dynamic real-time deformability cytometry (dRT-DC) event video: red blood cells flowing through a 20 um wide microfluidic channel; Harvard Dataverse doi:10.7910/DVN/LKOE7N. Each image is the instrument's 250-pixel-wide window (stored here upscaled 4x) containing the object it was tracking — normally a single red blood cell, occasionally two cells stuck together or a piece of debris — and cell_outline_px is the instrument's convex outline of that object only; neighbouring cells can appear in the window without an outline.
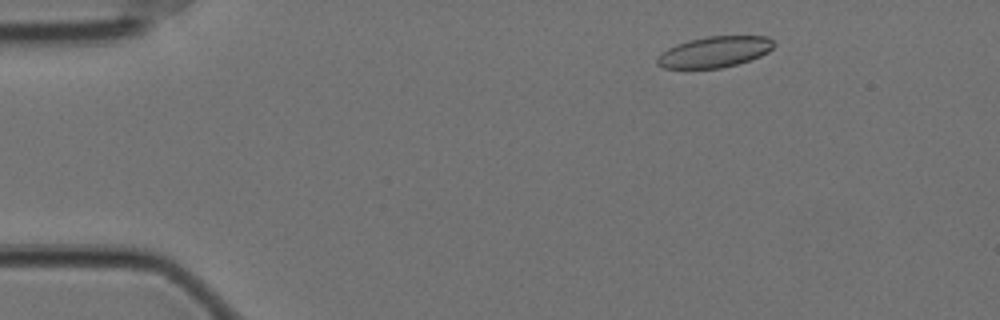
{"species": "Egyptian fruit bat (a non-hibernating species)", "species_latin": "Rousettus aegyptiacus", "temperature_condition": "cold", "stored_images_in_passage": 50, "camera_frame_rate_fps": 3000, "um_per_image_px": 0.085, "animal": {"sex": "female"}, "frame": {"image": 1, "passage_image": 1, "time_ms": 0.0, "image_size_px": [1000, 320], "cell_outline_px": [[776, 44], [768, 52], [760, 56], [736, 64], [720, 68], [688, 72], [664, 68], [656, 64], [656, 60], [668, 48], [676, 44], [688, 40], [708, 36], [768, 36]], "centroid_in_image_um": [60.68, 4.46], "position_along_channel_um": 24.3, "area_um2": 21.68}}
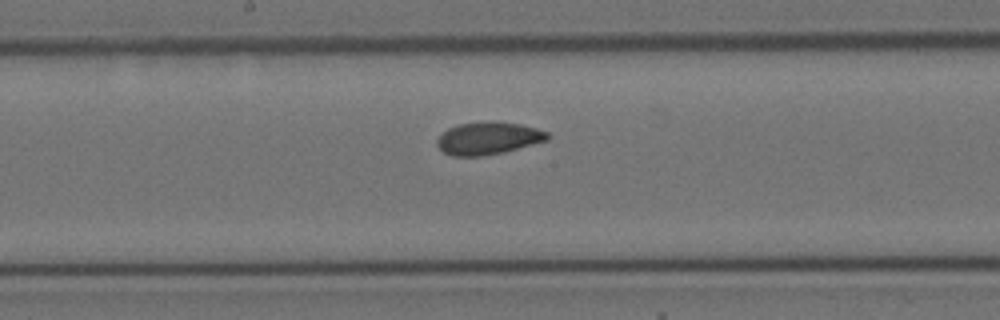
{"frame": {"image": 2, "passage_image": 23, "time_ms": 7.333, "image_size_px": [1000, 320], "cell_outline_px": [[552, 136], [548, 140], [504, 152], [484, 156], [452, 156], [444, 152], [436, 144], [436, 140], [448, 128], [456, 124], [520, 124], [536, 128], [548, 132]], "centroid_in_image_um": [41.51, 11.8], "position_along_channel_um": 206.7, "area_um2": 20.23}}
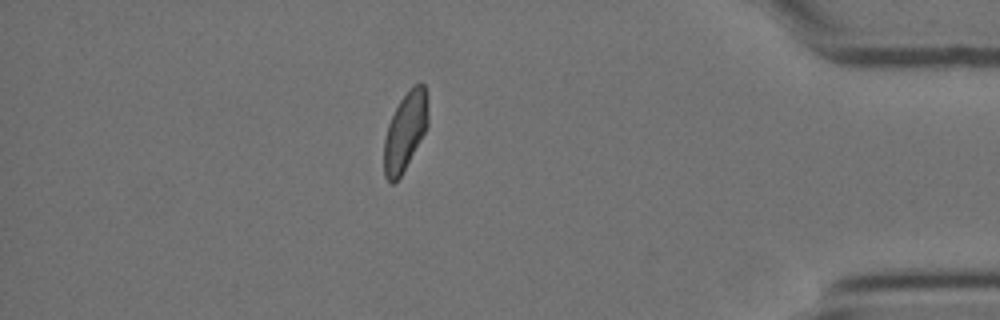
{"frame": {"image": 3, "passage_image": 43, "time_ms": 14.0, "image_size_px": [1000, 320], "cell_outline_px": [[428, 124], [420, 140], [400, 176], [392, 184], [384, 176], [384, 140], [388, 124], [400, 100], [416, 84], [424, 84], [428, 96]], "centroid_in_image_um": [34.44, 11.16], "position_along_channel_um": 400.8, "area_um2": 19.65}, "authors_computed_cell_mechanics": {"area_um2": 20.808, "velocity_mm_per_s": 3.4911, "shape_relaxation_time_tau1_ms": 7.1057, "shape_relaxation_time_tau2_ms": 1.6845, "deformation_change_tau1": 0.1419, "deformation_change_tau2": 0.0662}}